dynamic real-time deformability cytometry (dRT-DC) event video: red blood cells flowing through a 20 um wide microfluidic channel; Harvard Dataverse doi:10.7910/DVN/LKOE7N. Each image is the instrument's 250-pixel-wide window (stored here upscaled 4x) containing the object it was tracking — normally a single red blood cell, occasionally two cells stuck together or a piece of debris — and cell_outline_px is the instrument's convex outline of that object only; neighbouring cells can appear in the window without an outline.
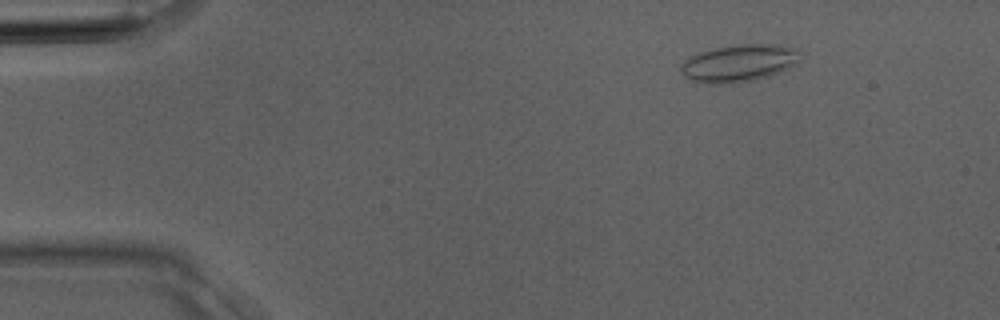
{"species": "Egyptian fruit bat (a non-hibernating species)", "species_latin": "Rousettus aegyptiacus", "temperature_condition": "room temperature", "stored_images_in_passage": 3, "camera_frame_rate_fps": 3000, "um_per_image_px": 0.085, "animal": {"sex": "male"}, "frame": {"image": 1, "passage_image": 2, "time_ms": 0.333, "image_size_px": [1000, 320], "cell_outline_px": [[800, 60], [796, 64], [788, 68], [768, 76], [752, 80], [720, 84], [712, 84], [692, 80], [684, 76], [680, 72], [680, 68], [684, 60], [688, 56], [696, 52], [716, 48], [740, 44], [776, 44], [796, 48]], "centroid_in_image_um": [62.77, 5.35], "position_along_channel_um": 22.2, "area_um2": 25.84}}